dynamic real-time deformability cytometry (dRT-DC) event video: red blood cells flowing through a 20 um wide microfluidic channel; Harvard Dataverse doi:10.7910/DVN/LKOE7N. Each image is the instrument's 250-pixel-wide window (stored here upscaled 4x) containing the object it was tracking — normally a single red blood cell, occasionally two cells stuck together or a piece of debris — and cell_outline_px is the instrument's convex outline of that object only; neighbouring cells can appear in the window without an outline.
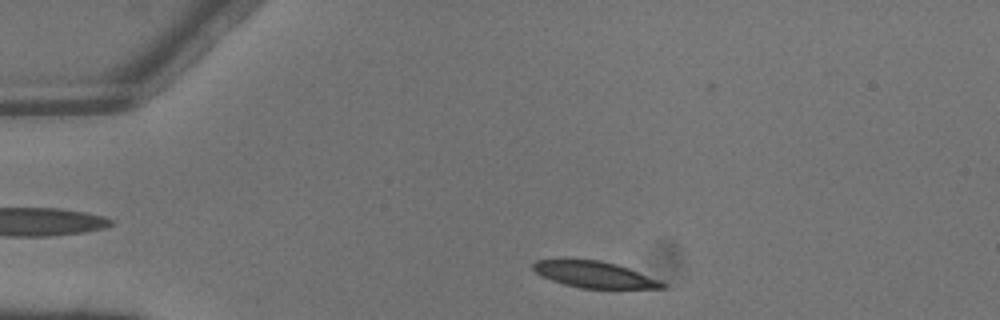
{"species": "common noctule bat (a hibernating species)", "species_latin": "Nyctalus noctula", "temperature_condition": "warm", "stored_images_in_passage": 2, "camera_frame_rate_fps": 3000, "um_per_image_px": 0.085, "animal": {"sex": "male", "body_mass_g": 13.3}, "frame": {"image": 1, "passage_image": 2, "time_ms": 0.333, "image_size_px": [1000, 320], "cell_outline_px": [[668, 284], [664, 288], [580, 288], [564, 284], [540, 276], [532, 268], [532, 264], [536, 260], [600, 260], [616, 264], [628, 268], [660, 280]], "centroid_in_image_um": [50.52, 23.34], "position_along_channel_um": 34.5, "area_um2": 19.59}}